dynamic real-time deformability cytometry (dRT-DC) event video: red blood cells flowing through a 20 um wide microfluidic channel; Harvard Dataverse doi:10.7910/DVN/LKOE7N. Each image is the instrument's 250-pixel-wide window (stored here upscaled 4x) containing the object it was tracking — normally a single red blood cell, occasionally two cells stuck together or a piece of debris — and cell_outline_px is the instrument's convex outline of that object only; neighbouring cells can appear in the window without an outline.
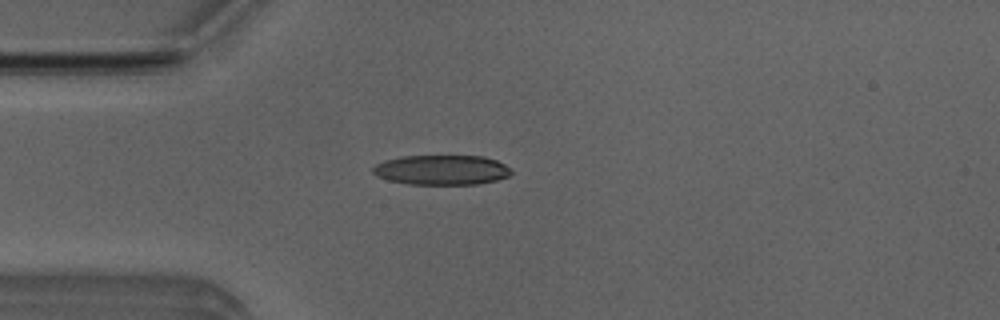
{"species": "Egyptian fruit bat (a non-hibernating species)", "species_latin": "Rousettus aegyptiacus", "temperature_condition": "room temperature", "stored_images_in_passage": 46, "camera_frame_rate_fps": 3000, "um_per_image_px": 0.085, "animal": {"sex": "male"}, "frame": {"image": 1, "passage_image": 8, "time_ms": 2.333, "image_size_px": [1000, 320], "cell_outline_px": [[512, 172], [508, 176], [496, 180], [476, 184], [408, 184], [388, 180], [376, 176], [372, 172], [372, 168], [376, 164], [384, 160], [400, 156], [484, 156], [496, 160], [504, 164]], "centroid_in_image_um": [37.49, 14.44], "position_along_channel_um": 47.5, "area_um2": 24.04}}
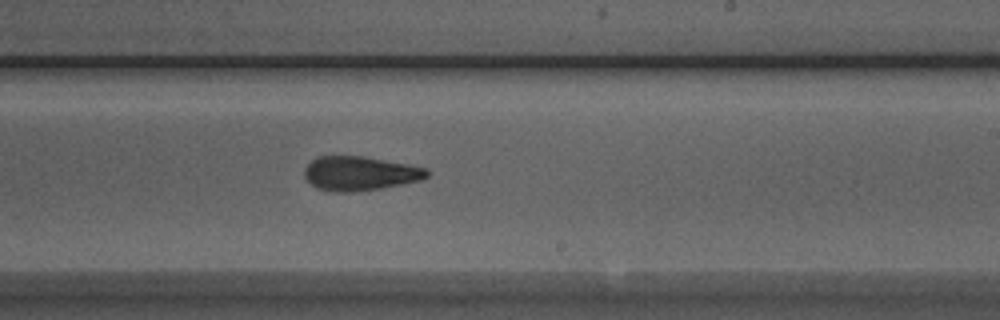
{"frame": {"image": 2, "passage_image": 25, "time_ms": 8.0, "image_size_px": [1000, 320], "cell_outline_px": [[428, 176], [420, 180], [380, 188], [352, 192], [332, 192], [316, 188], [304, 176], [304, 168], [316, 156], [364, 156], [408, 164], [428, 168]], "centroid_in_image_um": [30.57, 14.73], "position_along_channel_um": 258.4, "area_um2": 24.39}}
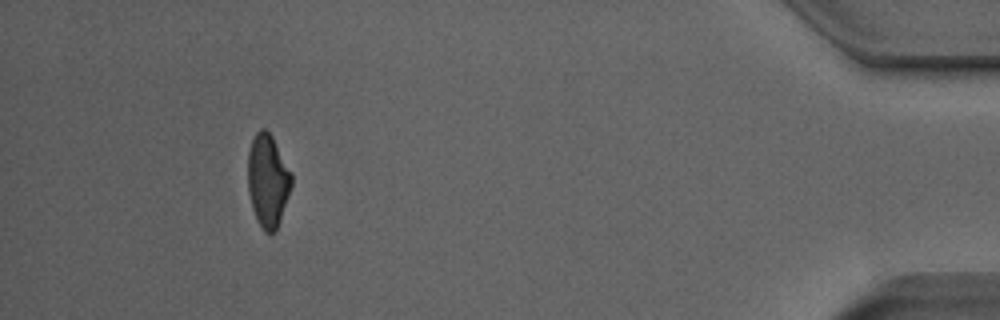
{"frame": {"image": 3, "passage_image": 42, "time_ms": 13.667, "image_size_px": [1000, 320], "cell_outline_px": [[292, 184], [280, 220], [276, 228], [272, 232], [264, 232], [256, 220], [252, 208], [248, 192], [248, 152], [252, 140], [256, 132], [260, 128], [264, 128], [272, 136], [292, 172]], "centroid_in_image_um": [22.75, 15.33], "position_along_channel_um": 412.4, "area_um2": 23.58}, "authors_computed_cell_mechanics": {"area_um2": 24.2182, "velocity_mm_per_s": 3.9372, "shape_relaxation_time_tau1_ms": 6.0453, "shape_relaxation_time_tau2_ms": 3.6841, "deformation_change_tau1": 0.1853, "deformation_change_tau2": 0.1417}}